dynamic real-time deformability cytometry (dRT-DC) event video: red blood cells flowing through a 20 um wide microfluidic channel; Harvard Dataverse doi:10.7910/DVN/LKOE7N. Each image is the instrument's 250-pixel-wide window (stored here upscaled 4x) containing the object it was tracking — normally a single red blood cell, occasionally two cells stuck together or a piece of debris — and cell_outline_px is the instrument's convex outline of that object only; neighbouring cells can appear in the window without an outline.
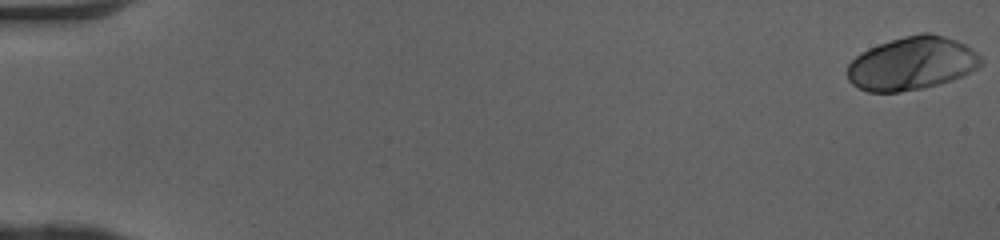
{"species": "human", "species_latin": "Homo sapiens", "temperature_condition": "cold", "stored_images_in_passage": 51, "camera_frame_rate_fps": 3000, "um_per_image_px": 0.085, "donor": {"sex": "female"}, "frame": {"image": 1, "passage_image": 1, "time_ms": 0.0, "image_size_px": [1000, 240], "cell_outline_px": [[984, 64], [952, 80], [940, 84], [924, 88], [900, 92], [868, 92], [852, 84], [848, 80], [848, 64], [856, 56], [868, 48], [904, 36], [920, 32], [932, 32], [956, 40], [972, 48], [984, 60]], "centroid_in_image_um": [77.52, 5.39], "position_along_channel_um": 7.5, "area_um2": 41.5}}
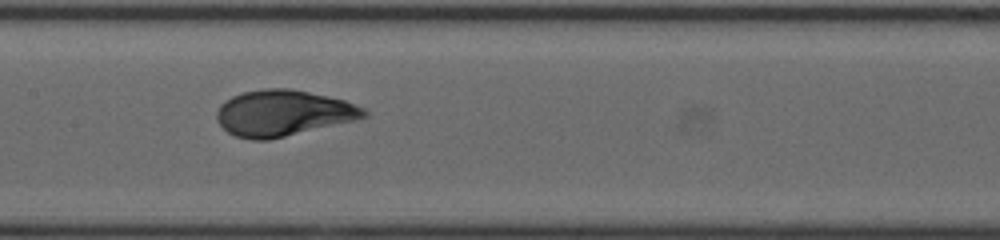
{"frame": {"image": 2, "passage_image": 27, "time_ms": 8.667, "image_size_px": [1000, 240], "cell_outline_px": [[368, 116], [356, 120], [268, 140], [252, 140], [236, 136], [228, 132], [216, 120], [216, 112], [220, 104], [232, 96], [244, 92], [264, 88], [288, 88], [328, 96], [344, 100], [364, 108], [368, 112]], "centroid_in_image_um": [24.06, 9.61], "position_along_channel_um": 183.3, "area_um2": 39.36}}
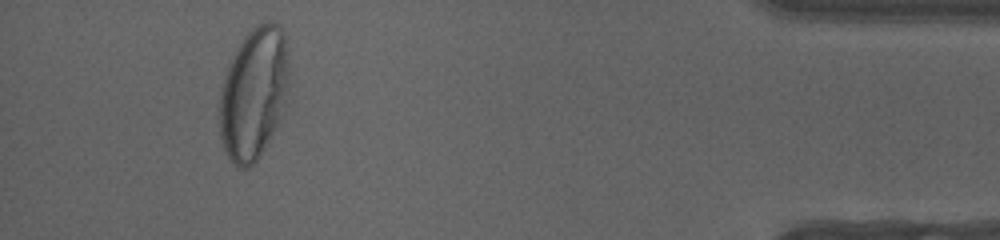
{"frame": {"image": 3, "passage_image": 48, "time_ms": 15.667, "image_size_px": [1000, 240], "cell_outline_px": [[288, 104], [280, 120], [264, 148], [256, 160], [248, 168], [240, 168], [224, 152], [216, 124], [216, 116], [220, 92], [228, 64], [236, 48], [244, 36], [256, 24], [264, 20], [268, 20], [276, 24], [284, 32], [288, 52]], "centroid_in_image_um": [21.55, 7.94], "position_along_channel_um": 413.7, "area_um2": 54.79}, "authors_computed_cell_mechanics": {"area_um2": 39.3618, "velocity_mm_per_s": 4.071, "shape_relaxation_time_tau1_ms": 4.3253, "shape_relaxation_time_tau2_ms": null, "deformation_change_tau1": 0.2053, "deformation_change_tau2": null}}